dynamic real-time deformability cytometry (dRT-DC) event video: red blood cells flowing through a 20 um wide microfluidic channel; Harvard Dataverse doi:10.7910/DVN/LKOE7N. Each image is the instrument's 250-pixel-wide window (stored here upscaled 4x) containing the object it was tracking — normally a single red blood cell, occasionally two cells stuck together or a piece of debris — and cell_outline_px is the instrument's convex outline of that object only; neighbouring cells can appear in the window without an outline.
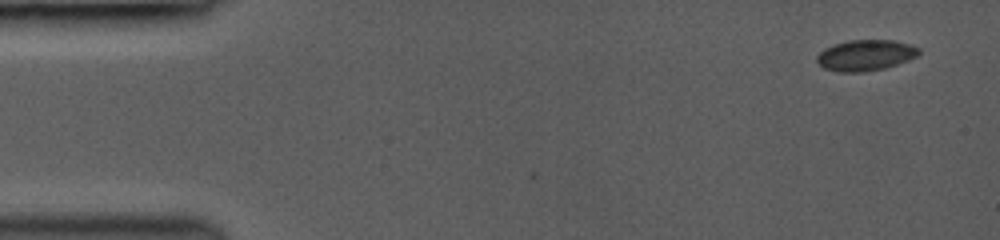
{"species": "common noctule bat (a hibernating species)", "species_latin": "Nyctalus noctula", "temperature_condition": "room temperature", "stored_images_in_passage": 2, "camera_frame_rate_fps": 3000, "um_per_image_px": 0.085, "animal": {"sex": "female", "body_mass_g": 19.0, "forearm_length_mm": 53.3}, "frame": {"image": 1, "passage_image": 2, "time_ms": 1.0, "image_size_px": [1000, 240], "cell_outline_px": [[920, 52], [916, 56], [908, 60], [884, 68], [864, 72], [836, 72], [824, 68], [816, 60], [816, 56], [824, 48], [832, 44], [848, 40], [892, 40], [908, 44], [920, 48]], "centroid_in_image_um": [73.53, 4.69], "position_along_channel_um": 11.5, "area_um2": 18.38}}